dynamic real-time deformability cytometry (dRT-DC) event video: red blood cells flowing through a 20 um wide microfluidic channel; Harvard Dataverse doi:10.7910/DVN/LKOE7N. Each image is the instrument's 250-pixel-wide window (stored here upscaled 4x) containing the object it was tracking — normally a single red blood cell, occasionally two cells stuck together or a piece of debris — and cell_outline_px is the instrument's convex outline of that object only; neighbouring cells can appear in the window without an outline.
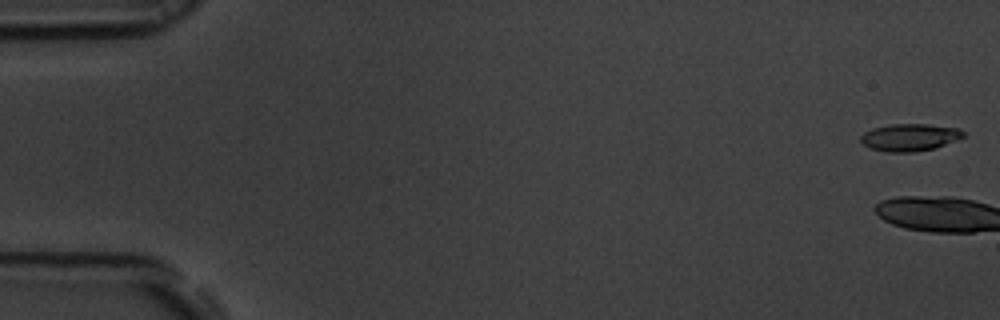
{"species": "common noctule bat (a hibernating species)", "species_latin": "Nyctalus noctula", "temperature_condition": "room temperature", "stored_images_in_passage": 3, "camera_frame_rate_fps": 3000, "um_per_image_px": 0.085, "animal": {"sex": "male", "body_mass_g": 19.5, "forearm_length_mm": 54.6}, "frame": {"image": 1, "passage_image": 1, "time_ms": 0.0, "image_size_px": [1000, 320], "cell_outline_px": [[964, 136], [956, 140], [936, 148], [912, 152], [888, 152], [868, 148], [860, 140], [860, 136], [864, 132], [872, 128], [892, 124], [928, 124], [956, 128], [964, 132]], "centroid_in_image_um": [77.29, 11.68], "position_along_channel_um": 7.7, "area_um2": 16.3}}